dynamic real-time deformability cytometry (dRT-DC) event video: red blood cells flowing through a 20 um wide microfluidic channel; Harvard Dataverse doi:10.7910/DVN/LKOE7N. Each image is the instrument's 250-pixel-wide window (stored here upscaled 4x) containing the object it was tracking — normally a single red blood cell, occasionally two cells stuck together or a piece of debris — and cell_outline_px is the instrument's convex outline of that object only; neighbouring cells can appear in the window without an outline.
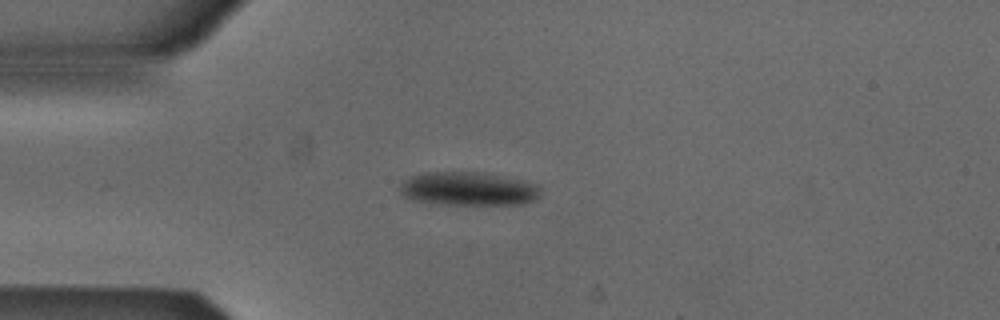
{"species": "Egyptian fruit bat (a non-hibernating species)", "species_latin": "Rousettus aegyptiacus", "temperature_condition": "cold", "stored_images_in_passage": 40, "camera_frame_rate_fps": 3000, "um_per_image_px": 0.085, "animal": {"sex": "male"}, "frame": {"image": 1, "passage_image": 1, "time_ms": 0.0, "image_size_px": [1000, 320], "cell_outline_px": [[540, 196], [536, 200], [524, 204], [444, 204], [412, 200], [404, 196], [400, 192], [400, 184], [404, 180], [412, 176], [424, 172], [484, 172], [504, 176], [540, 184]], "centroid_in_image_um": [39.86, 16.04], "position_along_channel_um": 45.1, "area_um2": 27.74}}
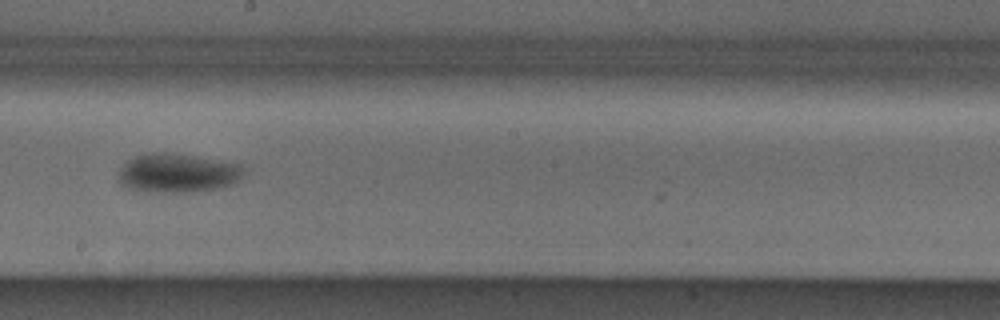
{"frame": {"image": 2, "passage_image": 17, "time_ms": 5.333, "image_size_px": [1000, 320], "cell_outline_px": [[244, 172], [240, 180], [232, 184], [220, 188], [188, 192], [136, 192], [120, 184], [116, 180], [120, 168], [128, 160], [136, 156], [152, 152], [164, 152], [192, 156], [244, 164]], "centroid_in_image_um": [15.07, 14.73], "position_along_channel_um": 233.1, "area_um2": 28.9}}
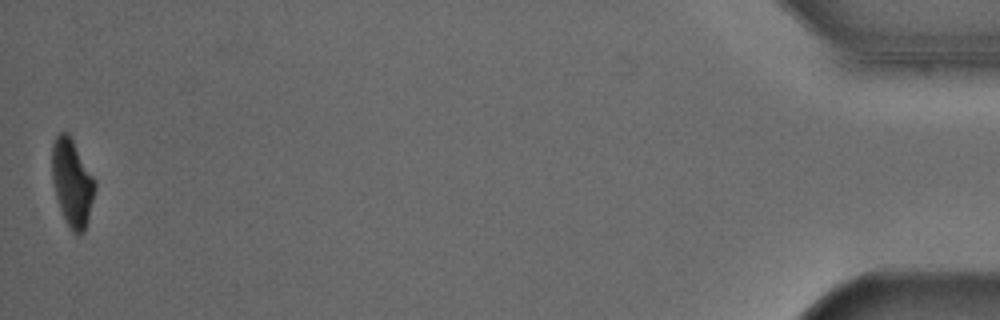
{"frame": {"image": 3, "passage_image": 40, "time_ms": 13.0, "image_size_px": [1000, 320], "cell_outline_px": [[96, 188], [88, 220], [84, 232], [80, 236], [76, 236], [72, 232], [64, 220], [56, 196], [52, 180], [52, 144], [56, 136], [60, 132], [68, 132], [96, 180]], "centroid_in_image_um": [6.14, 15.56], "position_along_channel_um": 429.1, "area_um2": 22.08}, "authors_computed_cell_mechanics": {"area_um2": 27.744, "velocity_mm_per_s": 3.857, "shape_relaxation_time_tau1_ms": 2.4592, "shape_relaxation_time_tau2_ms": null, "deformation_change_tau1": 0.0994, "deformation_change_tau2": null}}